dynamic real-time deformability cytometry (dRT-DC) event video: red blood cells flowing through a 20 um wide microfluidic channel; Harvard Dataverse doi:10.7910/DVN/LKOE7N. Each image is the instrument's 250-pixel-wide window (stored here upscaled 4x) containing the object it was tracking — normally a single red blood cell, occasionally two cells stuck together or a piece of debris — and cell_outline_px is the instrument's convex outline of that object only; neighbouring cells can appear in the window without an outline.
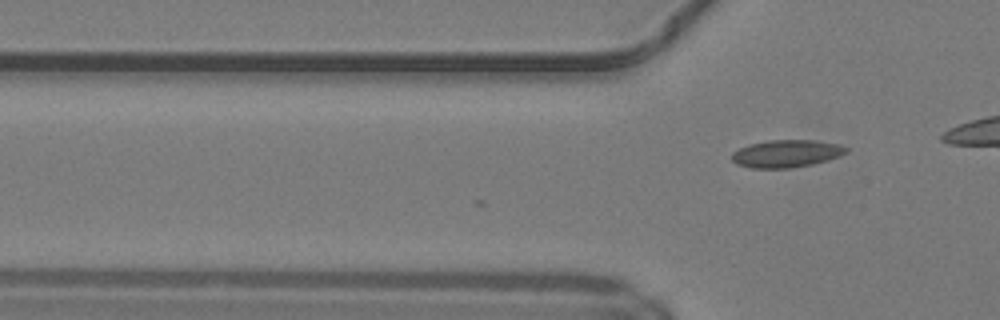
{"species": "common noctule bat (a hibernating species)", "species_latin": "Nyctalus noctula", "temperature_condition": "warm", "stored_images_in_passage": 4, "camera_frame_rate_fps": 3000, "um_per_image_px": 0.085, "animal": {"sex": "male", "body_mass_g": 19.2, "forearm_length_mm": 51.8}, "frame": {"image": 1, "passage_image": 4, "time_ms": 1.0, "image_size_px": [1000, 320], "cell_outline_px": [[848, 152], [840, 156], [828, 160], [812, 164], [788, 168], [752, 168], [736, 164], [732, 160], [732, 152], [748, 144], [768, 140], [812, 140], [840, 144], [848, 148]], "centroid_in_image_um": [66.85, 13.05], "position_along_channel_um": 59.0, "area_um2": 18.38}}